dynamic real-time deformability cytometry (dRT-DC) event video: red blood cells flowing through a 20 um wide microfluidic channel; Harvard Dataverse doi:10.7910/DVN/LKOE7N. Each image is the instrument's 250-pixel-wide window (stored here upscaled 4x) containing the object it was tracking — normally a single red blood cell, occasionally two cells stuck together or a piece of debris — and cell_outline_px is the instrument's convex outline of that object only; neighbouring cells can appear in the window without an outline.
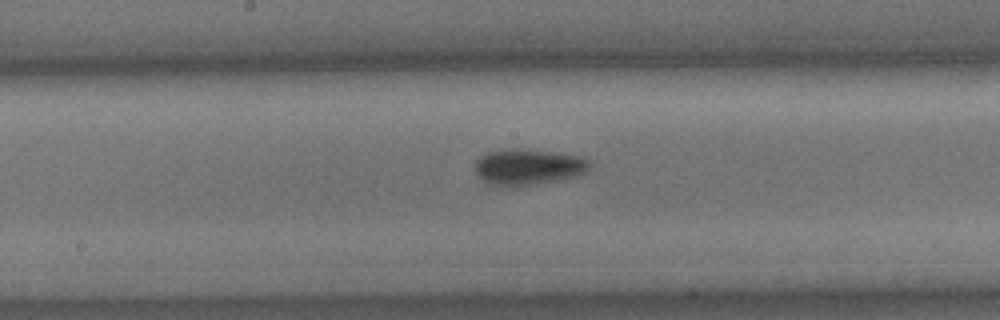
{"species": "common noctule bat (a hibernating species)", "species_latin": "Nyctalus noctula", "temperature_condition": "cold", "stored_images_in_passage": 9, "camera_frame_rate_fps": 3000, "um_per_image_px": 0.085, "animal": {"sex": "male", "body_mass_g": 15.6}, "frame": {"image": 1, "passage_image": 9, "time_ms": 2.667, "image_size_px": [1000, 320], "cell_outline_px": [[592, 164], [584, 172], [576, 176], [516, 188], [512, 188], [492, 184], [484, 180], [476, 172], [476, 160], [480, 156], [488, 152], [508, 148], [524, 148], [556, 152], [580, 156], [588, 160]], "centroid_in_image_um": [44.89, 14.18], "position_along_channel_um": 203.3, "area_um2": 24.22}}